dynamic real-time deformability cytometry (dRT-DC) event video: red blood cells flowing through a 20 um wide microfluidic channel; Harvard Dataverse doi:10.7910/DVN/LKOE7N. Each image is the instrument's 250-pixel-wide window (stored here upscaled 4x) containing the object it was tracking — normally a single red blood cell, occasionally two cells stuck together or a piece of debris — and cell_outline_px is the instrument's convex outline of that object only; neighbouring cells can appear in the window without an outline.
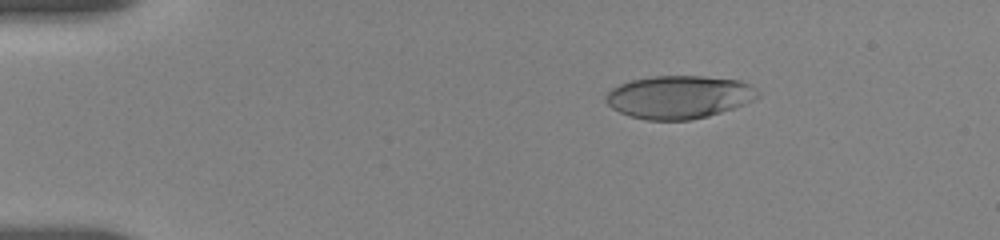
{"species": "human", "species_latin": "Homo sapiens", "temperature_condition": "room temperature", "stored_images_in_passage": 51, "camera_frame_rate_fps": 3000, "um_per_image_px": 0.085, "donor": {"sex": "female"}, "frame": {"image": 1, "passage_image": 9, "time_ms": 2.667, "image_size_px": [1000, 240], "cell_outline_px": [[760, 96], [744, 104], [708, 116], [692, 120], [644, 120], [628, 116], [612, 108], [604, 100], [604, 96], [612, 88], [620, 84], [632, 80], [652, 76], [704, 76], [740, 80], [756, 88], [760, 92]], "centroid_in_image_um": [57.7, 8.25], "position_along_channel_um": 27.3, "area_um2": 38.21}}
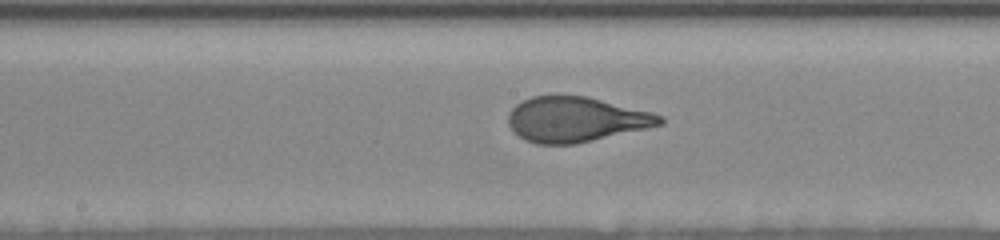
{"frame": {"image": 2, "passage_image": 22, "time_ms": 9.333, "image_size_px": [1000, 240], "cell_outline_px": [[664, 124], [576, 144], [536, 144], [524, 140], [512, 132], [508, 124], [508, 112], [520, 100], [532, 96], [588, 96], [652, 112], [664, 116]], "centroid_in_image_um": [48.92, 10.15], "position_along_channel_um": 199.3, "area_um2": 40.11}}
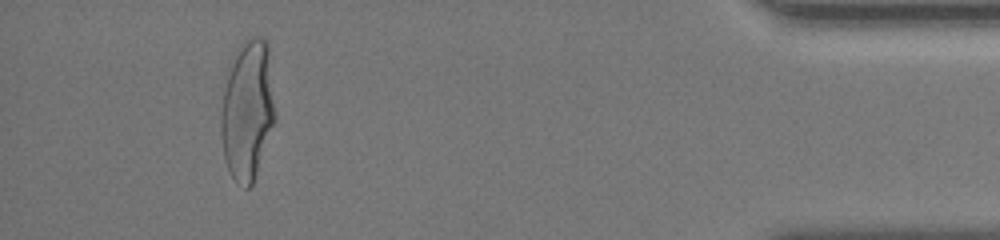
{"frame": {"image": 3, "passage_image": 44, "time_ms": 16.667, "image_size_px": [1000, 240], "cell_outline_px": [[276, 120], [252, 184], [248, 188], [244, 188], [236, 184], [224, 160], [220, 136], [220, 116], [224, 88], [232, 56], [236, 48], [244, 40], [252, 36], [260, 36], [268, 44], [276, 112]], "centroid_in_image_um": [21.03, 9.35], "position_along_channel_um": 414.2, "area_um2": 44.85}, "authors_computed_cell_mechanics": {"area_um2": 40.1132, "velocity_mm_per_s": 3.6745, "shape_relaxation_time_tau1_ms": 4.1235, "shape_relaxation_time_tau2_ms": null, "deformation_change_tau1": 0.1996, "deformation_change_tau2": null}}